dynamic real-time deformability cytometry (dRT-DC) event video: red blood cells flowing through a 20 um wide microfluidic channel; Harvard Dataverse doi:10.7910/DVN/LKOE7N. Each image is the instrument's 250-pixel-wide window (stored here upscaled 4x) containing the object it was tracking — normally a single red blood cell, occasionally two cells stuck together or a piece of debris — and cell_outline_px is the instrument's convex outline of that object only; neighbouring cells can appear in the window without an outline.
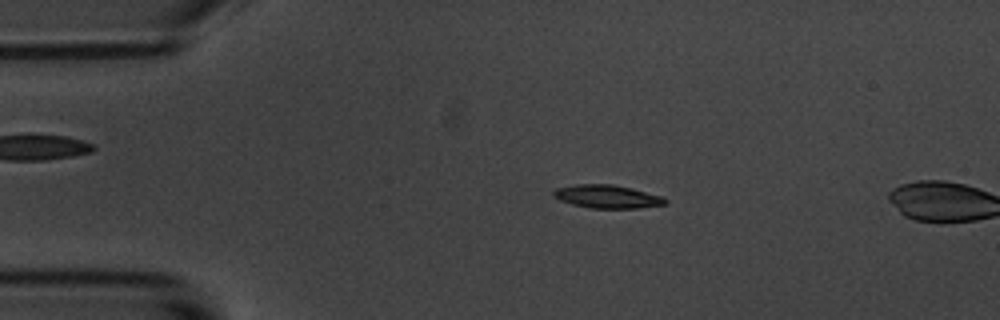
{"species": "common noctule bat (a hibernating species)", "species_latin": "Nyctalus noctula", "temperature_condition": "room temperature", "stored_images_in_passage": 3, "camera_frame_rate_fps": 3000, "um_per_image_px": 0.085, "animal": {"sex": "male", "body_mass_g": 20.1, "forearm_length_mm": 53.5}, "frame": {"image": 1, "passage_image": 1, "time_ms": 0.0, "image_size_px": [1000, 320], "cell_outline_px": [[668, 200], [664, 204], [640, 208], [588, 208], [572, 204], [560, 200], [552, 196], [552, 192], [556, 188], [576, 184], [612, 184], [632, 188], [664, 196]], "centroid_in_image_um": [51.61, 16.7], "position_along_channel_um": 33.4, "area_um2": 15.26}}